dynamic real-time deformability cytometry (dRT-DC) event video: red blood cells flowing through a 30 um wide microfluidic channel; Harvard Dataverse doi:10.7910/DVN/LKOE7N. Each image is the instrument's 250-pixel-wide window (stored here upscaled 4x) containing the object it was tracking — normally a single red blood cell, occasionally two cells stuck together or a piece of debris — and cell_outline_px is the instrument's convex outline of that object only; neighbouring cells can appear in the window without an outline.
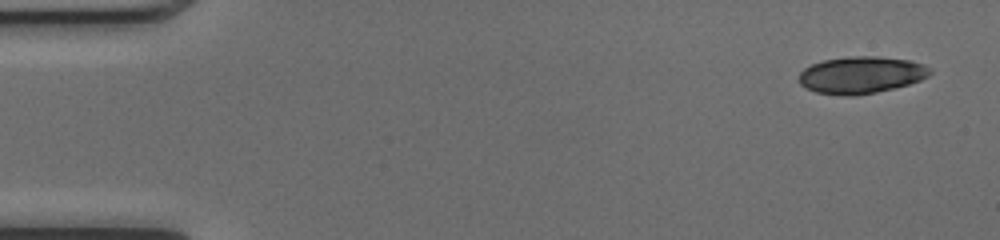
{"species": "common noctule bat (a hibernating species)", "species_latin": "Nyctalus noctula", "temperature_condition": "cold", "stored_images_in_passage": 45, "camera_frame_rate_fps": 3000, "um_per_image_px": 0.085, "animal": {"sex": "female", "body_mass_g": 17.0, "forearm_length_mm": 48.0}, "frame": {"image": 1, "passage_image": 1, "time_ms": 0.0, "image_size_px": [1000, 240], "cell_outline_px": [[932, 72], [928, 76], [920, 80], [908, 84], [876, 92], [856, 96], [844, 96], [816, 92], [800, 84], [800, 72], [804, 68], [812, 64], [824, 60], [856, 56], [876, 56], [912, 60], [924, 64], [932, 68]], "centroid_in_image_um": [73.24, 6.37], "position_along_channel_um": 11.8, "area_um2": 28.21}, "authors_computed_cell_mechanics": {"area_um2": 17.8602, "velocity_mm_per_s": 4.1307, "shape_relaxation_time_tau1_ms": 6.8424, "shape_relaxation_time_tau2_ms": 1.7753, "deformation_change_tau1": 0.2211, "deformation_change_tau2": 0.0583}}